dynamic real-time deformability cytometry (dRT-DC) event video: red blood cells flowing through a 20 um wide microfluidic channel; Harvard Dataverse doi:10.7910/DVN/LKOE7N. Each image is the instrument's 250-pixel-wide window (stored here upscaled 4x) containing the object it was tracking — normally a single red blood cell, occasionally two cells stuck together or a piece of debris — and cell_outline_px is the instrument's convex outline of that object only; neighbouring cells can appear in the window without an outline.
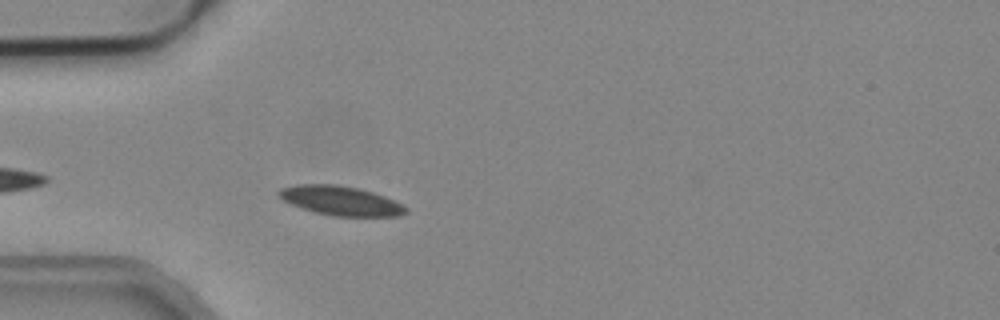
{"species": "common noctule bat (a hibernating species)", "species_latin": "Nyctalus noctula", "temperature_condition": "cold", "stored_images_in_passage": 9, "camera_frame_rate_fps": 3000, "um_per_image_px": 0.085, "animal": {"sex": "male", "body_mass_g": 19.2, "forearm_length_mm": 51.8}, "frame": {"image": 1, "passage_image": 4, "time_ms": 1.0, "image_size_px": [1000, 320], "cell_outline_px": [[408, 212], [396, 216], [332, 216], [316, 212], [292, 204], [276, 196], [276, 192], [280, 188], [296, 184], [336, 184], [360, 188], [384, 196], [408, 208]], "centroid_in_image_um": [28.92, 17.04], "position_along_channel_um": 56.1, "area_um2": 21.62}}